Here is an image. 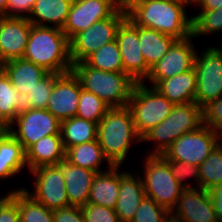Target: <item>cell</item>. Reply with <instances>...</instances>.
Here are the masks:
<instances>
[{"label": "cell", "instance_id": "cell-52", "mask_svg": "<svg viewBox=\"0 0 222 222\" xmlns=\"http://www.w3.org/2000/svg\"><path fill=\"white\" fill-rule=\"evenodd\" d=\"M185 1H187L191 6L195 2V0H185Z\"/></svg>", "mask_w": 222, "mask_h": 222}, {"label": "cell", "instance_id": "cell-13", "mask_svg": "<svg viewBox=\"0 0 222 222\" xmlns=\"http://www.w3.org/2000/svg\"><path fill=\"white\" fill-rule=\"evenodd\" d=\"M116 42L121 54L124 73L136 83L145 82L151 68L146 64L140 49L139 26L126 18L117 30Z\"/></svg>", "mask_w": 222, "mask_h": 222}, {"label": "cell", "instance_id": "cell-33", "mask_svg": "<svg viewBox=\"0 0 222 222\" xmlns=\"http://www.w3.org/2000/svg\"><path fill=\"white\" fill-rule=\"evenodd\" d=\"M200 188L211 190L222 183V146L218 144L206 160L198 166Z\"/></svg>", "mask_w": 222, "mask_h": 222}, {"label": "cell", "instance_id": "cell-41", "mask_svg": "<svg viewBox=\"0 0 222 222\" xmlns=\"http://www.w3.org/2000/svg\"><path fill=\"white\" fill-rule=\"evenodd\" d=\"M0 222H20L18 213V190L9 191L0 200Z\"/></svg>", "mask_w": 222, "mask_h": 222}, {"label": "cell", "instance_id": "cell-45", "mask_svg": "<svg viewBox=\"0 0 222 222\" xmlns=\"http://www.w3.org/2000/svg\"><path fill=\"white\" fill-rule=\"evenodd\" d=\"M192 5L199 6V10H215L222 8V0H195Z\"/></svg>", "mask_w": 222, "mask_h": 222}, {"label": "cell", "instance_id": "cell-24", "mask_svg": "<svg viewBox=\"0 0 222 222\" xmlns=\"http://www.w3.org/2000/svg\"><path fill=\"white\" fill-rule=\"evenodd\" d=\"M154 88L174 104L195 102V69L159 81Z\"/></svg>", "mask_w": 222, "mask_h": 222}, {"label": "cell", "instance_id": "cell-48", "mask_svg": "<svg viewBox=\"0 0 222 222\" xmlns=\"http://www.w3.org/2000/svg\"><path fill=\"white\" fill-rule=\"evenodd\" d=\"M165 222H185L175 216H173L171 213L167 216L166 221Z\"/></svg>", "mask_w": 222, "mask_h": 222}, {"label": "cell", "instance_id": "cell-2", "mask_svg": "<svg viewBox=\"0 0 222 222\" xmlns=\"http://www.w3.org/2000/svg\"><path fill=\"white\" fill-rule=\"evenodd\" d=\"M23 59L43 67L49 73L71 72L69 39L62 29L33 25Z\"/></svg>", "mask_w": 222, "mask_h": 222}, {"label": "cell", "instance_id": "cell-39", "mask_svg": "<svg viewBox=\"0 0 222 222\" xmlns=\"http://www.w3.org/2000/svg\"><path fill=\"white\" fill-rule=\"evenodd\" d=\"M203 125L222 134V97L210 101L202 108Z\"/></svg>", "mask_w": 222, "mask_h": 222}, {"label": "cell", "instance_id": "cell-47", "mask_svg": "<svg viewBox=\"0 0 222 222\" xmlns=\"http://www.w3.org/2000/svg\"><path fill=\"white\" fill-rule=\"evenodd\" d=\"M7 0H0V17L6 16Z\"/></svg>", "mask_w": 222, "mask_h": 222}, {"label": "cell", "instance_id": "cell-10", "mask_svg": "<svg viewBox=\"0 0 222 222\" xmlns=\"http://www.w3.org/2000/svg\"><path fill=\"white\" fill-rule=\"evenodd\" d=\"M200 54L197 52L194 64L195 102L203 108L210 101L222 97V55L215 46H207Z\"/></svg>", "mask_w": 222, "mask_h": 222}, {"label": "cell", "instance_id": "cell-7", "mask_svg": "<svg viewBox=\"0 0 222 222\" xmlns=\"http://www.w3.org/2000/svg\"><path fill=\"white\" fill-rule=\"evenodd\" d=\"M142 177L145 195L169 212L176 206L184 189L171 174L168 159L163 155H145Z\"/></svg>", "mask_w": 222, "mask_h": 222}, {"label": "cell", "instance_id": "cell-27", "mask_svg": "<svg viewBox=\"0 0 222 222\" xmlns=\"http://www.w3.org/2000/svg\"><path fill=\"white\" fill-rule=\"evenodd\" d=\"M65 160L74 166L86 168L96 173L104 172L100 166L105 161L107 170L113 166L105 157L98 139L69 147L65 151Z\"/></svg>", "mask_w": 222, "mask_h": 222}, {"label": "cell", "instance_id": "cell-43", "mask_svg": "<svg viewBox=\"0 0 222 222\" xmlns=\"http://www.w3.org/2000/svg\"><path fill=\"white\" fill-rule=\"evenodd\" d=\"M35 0H7L6 16L27 18Z\"/></svg>", "mask_w": 222, "mask_h": 222}, {"label": "cell", "instance_id": "cell-40", "mask_svg": "<svg viewBox=\"0 0 222 222\" xmlns=\"http://www.w3.org/2000/svg\"><path fill=\"white\" fill-rule=\"evenodd\" d=\"M85 222H120L114 209L87 203L81 207Z\"/></svg>", "mask_w": 222, "mask_h": 222}, {"label": "cell", "instance_id": "cell-46", "mask_svg": "<svg viewBox=\"0 0 222 222\" xmlns=\"http://www.w3.org/2000/svg\"><path fill=\"white\" fill-rule=\"evenodd\" d=\"M145 1L147 0H118V7L127 14L133 7Z\"/></svg>", "mask_w": 222, "mask_h": 222}, {"label": "cell", "instance_id": "cell-5", "mask_svg": "<svg viewBox=\"0 0 222 222\" xmlns=\"http://www.w3.org/2000/svg\"><path fill=\"white\" fill-rule=\"evenodd\" d=\"M202 125V108L196 102L175 104L168 117L142 137V143L149 141L154 144V151L145 148V153L163 155L176 139L197 130Z\"/></svg>", "mask_w": 222, "mask_h": 222}, {"label": "cell", "instance_id": "cell-4", "mask_svg": "<svg viewBox=\"0 0 222 222\" xmlns=\"http://www.w3.org/2000/svg\"><path fill=\"white\" fill-rule=\"evenodd\" d=\"M71 71L79 79L82 89L97 95L110 108L128 106L136 84L128 74L102 71L84 62L73 64Z\"/></svg>", "mask_w": 222, "mask_h": 222}, {"label": "cell", "instance_id": "cell-6", "mask_svg": "<svg viewBox=\"0 0 222 222\" xmlns=\"http://www.w3.org/2000/svg\"><path fill=\"white\" fill-rule=\"evenodd\" d=\"M146 84L148 85L145 82L135 84L128 103L135 129L141 138L164 121L175 105L156 88Z\"/></svg>", "mask_w": 222, "mask_h": 222}, {"label": "cell", "instance_id": "cell-37", "mask_svg": "<svg viewBox=\"0 0 222 222\" xmlns=\"http://www.w3.org/2000/svg\"><path fill=\"white\" fill-rule=\"evenodd\" d=\"M170 212L145 196L131 222H165Z\"/></svg>", "mask_w": 222, "mask_h": 222}, {"label": "cell", "instance_id": "cell-16", "mask_svg": "<svg viewBox=\"0 0 222 222\" xmlns=\"http://www.w3.org/2000/svg\"><path fill=\"white\" fill-rule=\"evenodd\" d=\"M82 86L74 73L61 74L54 82L46 110L60 122L76 116Z\"/></svg>", "mask_w": 222, "mask_h": 222}, {"label": "cell", "instance_id": "cell-36", "mask_svg": "<svg viewBox=\"0 0 222 222\" xmlns=\"http://www.w3.org/2000/svg\"><path fill=\"white\" fill-rule=\"evenodd\" d=\"M60 75L57 73H48L43 77L32 91L23 97L24 108L46 109L54 82Z\"/></svg>", "mask_w": 222, "mask_h": 222}, {"label": "cell", "instance_id": "cell-22", "mask_svg": "<svg viewBox=\"0 0 222 222\" xmlns=\"http://www.w3.org/2000/svg\"><path fill=\"white\" fill-rule=\"evenodd\" d=\"M119 168L120 166H112L109 170L96 174L90 189L88 203L110 209L115 208L121 181Z\"/></svg>", "mask_w": 222, "mask_h": 222}, {"label": "cell", "instance_id": "cell-38", "mask_svg": "<svg viewBox=\"0 0 222 222\" xmlns=\"http://www.w3.org/2000/svg\"><path fill=\"white\" fill-rule=\"evenodd\" d=\"M168 165L171 171V174L176 178L179 184L185 188H199L200 187V175L198 166L187 164L180 161L168 160ZM190 177L195 180V183L198 185L191 186L188 182H185L190 179Z\"/></svg>", "mask_w": 222, "mask_h": 222}, {"label": "cell", "instance_id": "cell-25", "mask_svg": "<svg viewBox=\"0 0 222 222\" xmlns=\"http://www.w3.org/2000/svg\"><path fill=\"white\" fill-rule=\"evenodd\" d=\"M73 0H35L27 19L38 26L63 29ZM51 24V25H49Z\"/></svg>", "mask_w": 222, "mask_h": 222}, {"label": "cell", "instance_id": "cell-51", "mask_svg": "<svg viewBox=\"0 0 222 222\" xmlns=\"http://www.w3.org/2000/svg\"><path fill=\"white\" fill-rule=\"evenodd\" d=\"M4 71V63L0 60V74Z\"/></svg>", "mask_w": 222, "mask_h": 222}, {"label": "cell", "instance_id": "cell-53", "mask_svg": "<svg viewBox=\"0 0 222 222\" xmlns=\"http://www.w3.org/2000/svg\"><path fill=\"white\" fill-rule=\"evenodd\" d=\"M219 144L222 146V134L220 135Z\"/></svg>", "mask_w": 222, "mask_h": 222}, {"label": "cell", "instance_id": "cell-18", "mask_svg": "<svg viewBox=\"0 0 222 222\" xmlns=\"http://www.w3.org/2000/svg\"><path fill=\"white\" fill-rule=\"evenodd\" d=\"M32 23L25 17H0V60L23 58Z\"/></svg>", "mask_w": 222, "mask_h": 222}, {"label": "cell", "instance_id": "cell-19", "mask_svg": "<svg viewBox=\"0 0 222 222\" xmlns=\"http://www.w3.org/2000/svg\"><path fill=\"white\" fill-rule=\"evenodd\" d=\"M145 190L140 174L131 170L121 171L119 195L114 211L120 222H131L136 214L141 201L145 197Z\"/></svg>", "mask_w": 222, "mask_h": 222}, {"label": "cell", "instance_id": "cell-20", "mask_svg": "<svg viewBox=\"0 0 222 222\" xmlns=\"http://www.w3.org/2000/svg\"><path fill=\"white\" fill-rule=\"evenodd\" d=\"M64 176L69 204L82 207L88 203L90 189L96 172L77 167L63 160L58 164Z\"/></svg>", "mask_w": 222, "mask_h": 222}, {"label": "cell", "instance_id": "cell-29", "mask_svg": "<svg viewBox=\"0 0 222 222\" xmlns=\"http://www.w3.org/2000/svg\"><path fill=\"white\" fill-rule=\"evenodd\" d=\"M97 130V123L76 116L61 121L60 135L65 151L74 145L96 140Z\"/></svg>", "mask_w": 222, "mask_h": 222}, {"label": "cell", "instance_id": "cell-12", "mask_svg": "<svg viewBox=\"0 0 222 222\" xmlns=\"http://www.w3.org/2000/svg\"><path fill=\"white\" fill-rule=\"evenodd\" d=\"M30 173L34 175V189L31 193L27 188L24 190L34 200L51 210L70 206L64 176L58 164L41 166Z\"/></svg>", "mask_w": 222, "mask_h": 222}, {"label": "cell", "instance_id": "cell-49", "mask_svg": "<svg viewBox=\"0 0 222 222\" xmlns=\"http://www.w3.org/2000/svg\"><path fill=\"white\" fill-rule=\"evenodd\" d=\"M7 130V126L0 121V136Z\"/></svg>", "mask_w": 222, "mask_h": 222}, {"label": "cell", "instance_id": "cell-23", "mask_svg": "<svg viewBox=\"0 0 222 222\" xmlns=\"http://www.w3.org/2000/svg\"><path fill=\"white\" fill-rule=\"evenodd\" d=\"M4 72L11 84L23 96L31 92L36 84L49 73L43 67L23 58L5 62Z\"/></svg>", "mask_w": 222, "mask_h": 222}, {"label": "cell", "instance_id": "cell-34", "mask_svg": "<svg viewBox=\"0 0 222 222\" xmlns=\"http://www.w3.org/2000/svg\"><path fill=\"white\" fill-rule=\"evenodd\" d=\"M109 108L97 95L81 89L76 117L98 124Z\"/></svg>", "mask_w": 222, "mask_h": 222}, {"label": "cell", "instance_id": "cell-26", "mask_svg": "<svg viewBox=\"0 0 222 222\" xmlns=\"http://www.w3.org/2000/svg\"><path fill=\"white\" fill-rule=\"evenodd\" d=\"M26 166V151L21 143L6 130L0 136V179L14 177Z\"/></svg>", "mask_w": 222, "mask_h": 222}, {"label": "cell", "instance_id": "cell-30", "mask_svg": "<svg viewBox=\"0 0 222 222\" xmlns=\"http://www.w3.org/2000/svg\"><path fill=\"white\" fill-rule=\"evenodd\" d=\"M23 97L3 71L0 74V121L7 127L24 108Z\"/></svg>", "mask_w": 222, "mask_h": 222}, {"label": "cell", "instance_id": "cell-3", "mask_svg": "<svg viewBox=\"0 0 222 222\" xmlns=\"http://www.w3.org/2000/svg\"><path fill=\"white\" fill-rule=\"evenodd\" d=\"M97 139L108 161L113 166H121L130 152L132 143L142 142L135 129L130 108H109L98 123Z\"/></svg>", "mask_w": 222, "mask_h": 222}, {"label": "cell", "instance_id": "cell-15", "mask_svg": "<svg viewBox=\"0 0 222 222\" xmlns=\"http://www.w3.org/2000/svg\"><path fill=\"white\" fill-rule=\"evenodd\" d=\"M118 8V0H73L62 31L70 41L93 23L109 18Z\"/></svg>", "mask_w": 222, "mask_h": 222}, {"label": "cell", "instance_id": "cell-11", "mask_svg": "<svg viewBox=\"0 0 222 222\" xmlns=\"http://www.w3.org/2000/svg\"><path fill=\"white\" fill-rule=\"evenodd\" d=\"M60 124L61 122L46 109L23 108L8 125L7 130L26 151L42 137L60 134Z\"/></svg>", "mask_w": 222, "mask_h": 222}, {"label": "cell", "instance_id": "cell-44", "mask_svg": "<svg viewBox=\"0 0 222 222\" xmlns=\"http://www.w3.org/2000/svg\"><path fill=\"white\" fill-rule=\"evenodd\" d=\"M210 191L218 222H222V183L214 186Z\"/></svg>", "mask_w": 222, "mask_h": 222}, {"label": "cell", "instance_id": "cell-9", "mask_svg": "<svg viewBox=\"0 0 222 222\" xmlns=\"http://www.w3.org/2000/svg\"><path fill=\"white\" fill-rule=\"evenodd\" d=\"M220 134L206 125L183 134L164 152L168 160L200 166L219 144Z\"/></svg>", "mask_w": 222, "mask_h": 222}, {"label": "cell", "instance_id": "cell-14", "mask_svg": "<svg viewBox=\"0 0 222 222\" xmlns=\"http://www.w3.org/2000/svg\"><path fill=\"white\" fill-rule=\"evenodd\" d=\"M190 37L177 40L169 51L157 62L150 70L149 76L145 81H149L154 87L159 81L185 73L194 68L196 58V48L193 39Z\"/></svg>", "mask_w": 222, "mask_h": 222}, {"label": "cell", "instance_id": "cell-28", "mask_svg": "<svg viewBox=\"0 0 222 222\" xmlns=\"http://www.w3.org/2000/svg\"><path fill=\"white\" fill-rule=\"evenodd\" d=\"M140 49L146 64L151 68L177 41L176 38L157 30L139 26Z\"/></svg>", "mask_w": 222, "mask_h": 222}, {"label": "cell", "instance_id": "cell-32", "mask_svg": "<svg viewBox=\"0 0 222 222\" xmlns=\"http://www.w3.org/2000/svg\"><path fill=\"white\" fill-rule=\"evenodd\" d=\"M18 190V213L20 222H53V210L34 200L24 187Z\"/></svg>", "mask_w": 222, "mask_h": 222}, {"label": "cell", "instance_id": "cell-8", "mask_svg": "<svg viewBox=\"0 0 222 222\" xmlns=\"http://www.w3.org/2000/svg\"><path fill=\"white\" fill-rule=\"evenodd\" d=\"M127 14L118 8L109 18L92 24L86 30L76 34L70 41L72 64L83 62L103 45L116 40V33Z\"/></svg>", "mask_w": 222, "mask_h": 222}, {"label": "cell", "instance_id": "cell-31", "mask_svg": "<svg viewBox=\"0 0 222 222\" xmlns=\"http://www.w3.org/2000/svg\"><path fill=\"white\" fill-rule=\"evenodd\" d=\"M86 65L108 72H124L121 54L116 40L103 45L84 61Z\"/></svg>", "mask_w": 222, "mask_h": 222}, {"label": "cell", "instance_id": "cell-1", "mask_svg": "<svg viewBox=\"0 0 222 222\" xmlns=\"http://www.w3.org/2000/svg\"><path fill=\"white\" fill-rule=\"evenodd\" d=\"M185 0H147L128 13L134 24L183 40L192 35V17L186 12Z\"/></svg>", "mask_w": 222, "mask_h": 222}, {"label": "cell", "instance_id": "cell-54", "mask_svg": "<svg viewBox=\"0 0 222 222\" xmlns=\"http://www.w3.org/2000/svg\"><path fill=\"white\" fill-rule=\"evenodd\" d=\"M8 194L6 193L5 196H0V200L4 199Z\"/></svg>", "mask_w": 222, "mask_h": 222}, {"label": "cell", "instance_id": "cell-42", "mask_svg": "<svg viewBox=\"0 0 222 222\" xmlns=\"http://www.w3.org/2000/svg\"><path fill=\"white\" fill-rule=\"evenodd\" d=\"M53 222H85L82 208L70 205L54 209Z\"/></svg>", "mask_w": 222, "mask_h": 222}, {"label": "cell", "instance_id": "cell-50", "mask_svg": "<svg viewBox=\"0 0 222 222\" xmlns=\"http://www.w3.org/2000/svg\"><path fill=\"white\" fill-rule=\"evenodd\" d=\"M219 39L221 40L220 45L217 44V46L215 48L222 55V36ZM218 45H219V47H218Z\"/></svg>", "mask_w": 222, "mask_h": 222}, {"label": "cell", "instance_id": "cell-17", "mask_svg": "<svg viewBox=\"0 0 222 222\" xmlns=\"http://www.w3.org/2000/svg\"><path fill=\"white\" fill-rule=\"evenodd\" d=\"M185 222H218L209 190L185 188L170 212Z\"/></svg>", "mask_w": 222, "mask_h": 222}, {"label": "cell", "instance_id": "cell-21", "mask_svg": "<svg viewBox=\"0 0 222 222\" xmlns=\"http://www.w3.org/2000/svg\"><path fill=\"white\" fill-rule=\"evenodd\" d=\"M63 160L65 149L60 134L42 137L26 150L29 171L41 166L57 165Z\"/></svg>", "mask_w": 222, "mask_h": 222}, {"label": "cell", "instance_id": "cell-35", "mask_svg": "<svg viewBox=\"0 0 222 222\" xmlns=\"http://www.w3.org/2000/svg\"><path fill=\"white\" fill-rule=\"evenodd\" d=\"M192 17V35L205 36L208 34L222 33V8L215 10H200L199 14Z\"/></svg>", "mask_w": 222, "mask_h": 222}]
</instances>
